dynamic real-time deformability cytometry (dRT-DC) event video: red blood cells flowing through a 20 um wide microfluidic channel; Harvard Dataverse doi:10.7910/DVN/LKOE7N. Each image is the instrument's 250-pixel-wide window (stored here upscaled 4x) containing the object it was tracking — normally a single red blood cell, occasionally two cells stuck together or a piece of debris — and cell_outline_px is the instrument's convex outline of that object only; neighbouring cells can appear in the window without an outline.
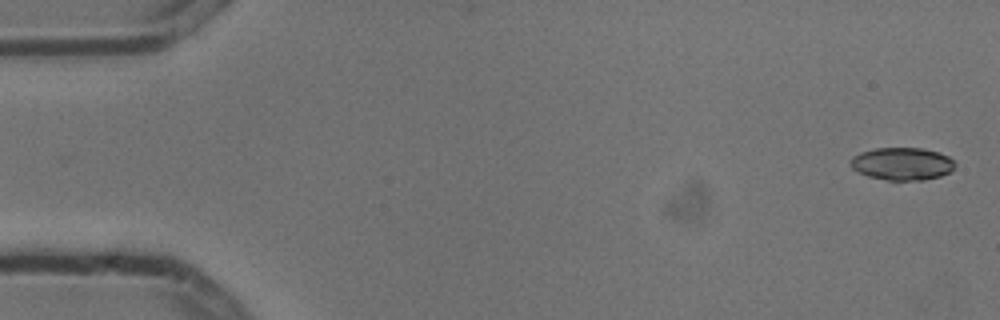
{"species": "common noctule bat (a hibernating species)", "species_latin": "Nyctalus noctula", "temperature_condition": "cold", "stored_images_in_passage": 5, "camera_frame_rate_fps": 3000, "um_per_image_px": 0.085, "animal": {"sex": "male", "body_mass_g": 13.3}, "frame": {"image": 1, "passage_image": 1, "time_ms": 0.0, "image_size_px": [1000, 320], "cell_outline_px": [[956, 164], [948, 172], [940, 176], [924, 180], [888, 180], [868, 176], [852, 168], [848, 160], [852, 156], [860, 152], [876, 148], [924, 148], [948, 156]], "centroid_in_image_um": [76.64, 13.91], "position_along_channel_um": 8.4, "area_um2": 19.77}}
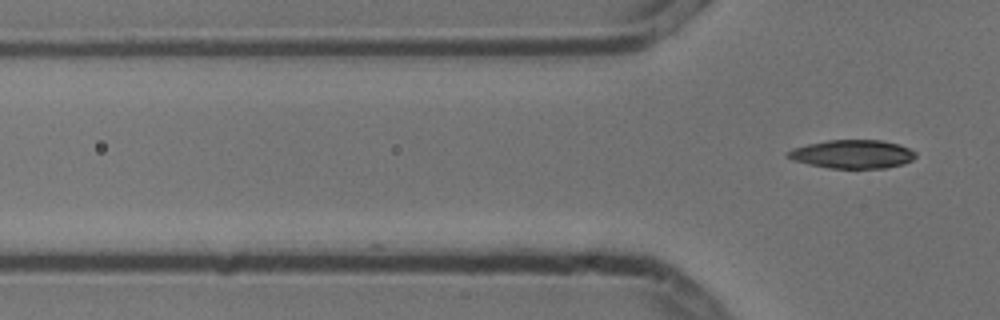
{"frame": {"image": 2, "passage_image": 5, "time_ms": 1.333, "image_size_px": [1000, 320], "cell_outline_px": [[916, 156], [912, 160], [904, 164], [884, 168], [828, 168], [808, 164], [792, 160], [784, 152], [792, 148], [808, 144], [828, 140], [880, 140], [900, 144], [916, 152]], "centroid_in_image_um": [72.45, 13.1], "position_along_channel_um": 53.3, "area_um2": 21.33}}